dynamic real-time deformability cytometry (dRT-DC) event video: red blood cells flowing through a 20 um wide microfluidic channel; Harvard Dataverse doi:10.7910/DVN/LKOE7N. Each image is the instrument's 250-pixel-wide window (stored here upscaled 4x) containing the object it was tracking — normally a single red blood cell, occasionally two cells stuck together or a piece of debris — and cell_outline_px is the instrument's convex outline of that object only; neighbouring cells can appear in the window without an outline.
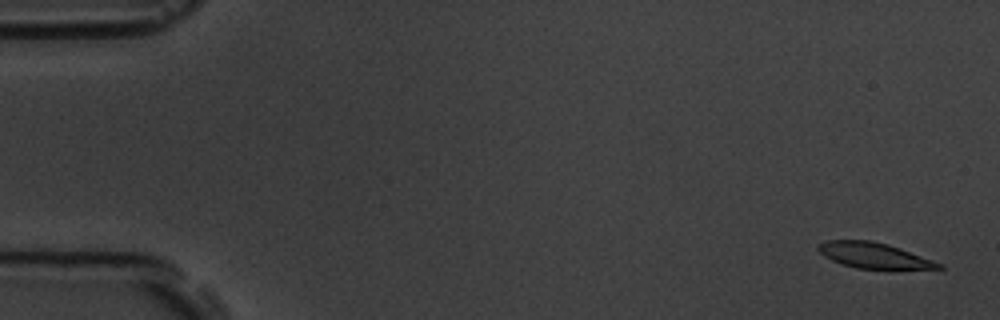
{"species": "common noctule bat (a hibernating species)", "species_latin": "Nyctalus noctula", "temperature_condition": "room temperature", "stored_images_in_passage": 15, "camera_frame_rate_fps": 3000, "um_per_image_px": 0.085, "animal": {"sex": "male", "body_mass_g": 19.5, "forearm_length_mm": 54.6}, "frame": {"image": 1, "passage_image": 1, "time_ms": 0.0, "image_size_px": [1000, 320], "cell_outline_px": [[944, 268], [856, 268], [832, 260], [824, 256], [816, 248], [820, 244], [828, 240], [872, 240], [888, 244], [900, 248], [944, 264]], "centroid_in_image_um": [74.27, 21.69], "position_along_channel_um": 10.7, "area_um2": 17.57}}
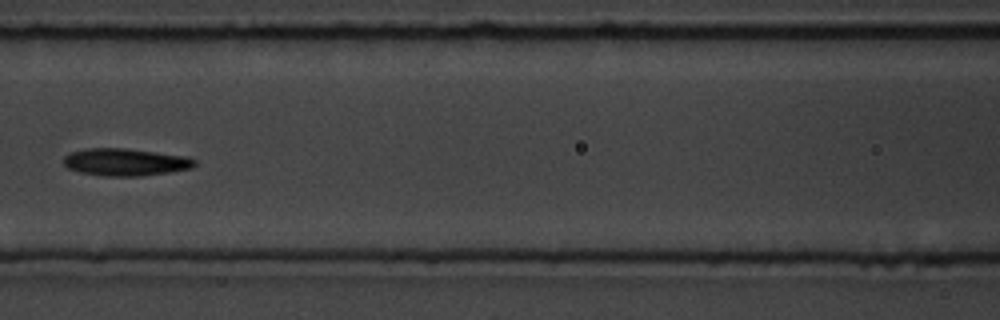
{"frame": {"image": 2, "passage_image": 7, "time_ms": 8.0, "image_size_px": [1000, 320], "cell_outline_px": [[196, 164], [192, 168], [168, 172], [140, 176], [104, 176], [80, 172], [68, 168], [64, 164], [64, 156], [72, 152], [88, 148], [128, 148], [188, 156], [196, 160]], "centroid_in_image_um": [10.69, 13.77], "position_along_channel_um": 155.9, "area_um2": 20.92}}
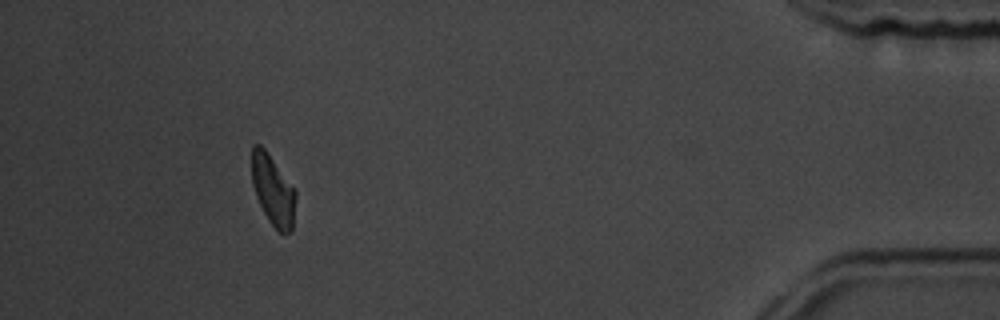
{"frame": {"image": 3, "passage_image": 14, "time_ms": 17.0, "image_size_px": [1000, 320], "cell_outline_px": [[296, 196], [292, 232], [280, 232], [268, 220], [256, 196], [252, 184], [252, 144], [260, 144], [264, 148], [296, 188]], "centroid_in_image_um": [23.22, 16.14], "position_along_channel_um": 412.0, "area_um2": 18.03}, "authors_computed_cell_mechanics": {"area_um2": 19.8254, "velocity_mm_per_s": 3.5337, "shape_relaxation_time_tau1_ms": 4.2959, "shape_relaxation_time_tau2_ms": 6.562, "deformation_change_tau1": 0.1398, "deformation_change_tau2": 0.1482}}